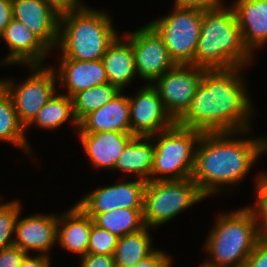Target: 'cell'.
I'll list each match as a JSON object with an SVG mask.
<instances>
[{
    "instance_id": "obj_24",
    "label": "cell",
    "mask_w": 267,
    "mask_h": 267,
    "mask_svg": "<svg viewBox=\"0 0 267 267\" xmlns=\"http://www.w3.org/2000/svg\"><path fill=\"white\" fill-rule=\"evenodd\" d=\"M148 229L145 226L118 239L113 255L116 267H131L155 251L152 249V239Z\"/></svg>"
},
{
    "instance_id": "obj_14",
    "label": "cell",
    "mask_w": 267,
    "mask_h": 267,
    "mask_svg": "<svg viewBox=\"0 0 267 267\" xmlns=\"http://www.w3.org/2000/svg\"><path fill=\"white\" fill-rule=\"evenodd\" d=\"M3 38L10 54L0 61V64H23L29 66H41L50 49L35 35L25 24L12 19L5 31L0 35Z\"/></svg>"
},
{
    "instance_id": "obj_31",
    "label": "cell",
    "mask_w": 267,
    "mask_h": 267,
    "mask_svg": "<svg viewBox=\"0 0 267 267\" xmlns=\"http://www.w3.org/2000/svg\"><path fill=\"white\" fill-rule=\"evenodd\" d=\"M256 179V206L248 208L253 212L259 230L267 234V173H260Z\"/></svg>"
},
{
    "instance_id": "obj_21",
    "label": "cell",
    "mask_w": 267,
    "mask_h": 267,
    "mask_svg": "<svg viewBox=\"0 0 267 267\" xmlns=\"http://www.w3.org/2000/svg\"><path fill=\"white\" fill-rule=\"evenodd\" d=\"M93 218L88 216L77 204L58 216L57 242L66 250L81 257L87 254Z\"/></svg>"
},
{
    "instance_id": "obj_40",
    "label": "cell",
    "mask_w": 267,
    "mask_h": 267,
    "mask_svg": "<svg viewBox=\"0 0 267 267\" xmlns=\"http://www.w3.org/2000/svg\"><path fill=\"white\" fill-rule=\"evenodd\" d=\"M76 6L82 5L79 0H71Z\"/></svg>"
},
{
    "instance_id": "obj_23",
    "label": "cell",
    "mask_w": 267,
    "mask_h": 267,
    "mask_svg": "<svg viewBox=\"0 0 267 267\" xmlns=\"http://www.w3.org/2000/svg\"><path fill=\"white\" fill-rule=\"evenodd\" d=\"M154 143L151 136H135L124 148L114 165V170L132 173L138 179L151 180Z\"/></svg>"
},
{
    "instance_id": "obj_7",
    "label": "cell",
    "mask_w": 267,
    "mask_h": 267,
    "mask_svg": "<svg viewBox=\"0 0 267 267\" xmlns=\"http://www.w3.org/2000/svg\"><path fill=\"white\" fill-rule=\"evenodd\" d=\"M204 198L192 178L148 180L144 192V224L151 229L158 227Z\"/></svg>"
},
{
    "instance_id": "obj_15",
    "label": "cell",
    "mask_w": 267,
    "mask_h": 267,
    "mask_svg": "<svg viewBox=\"0 0 267 267\" xmlns=\"http://www.w3.org/2000/svg\"><path fill=\"white\" fill-rule=\"evenodd\" d=\"M13 18L22 22L50 50L57 46L60 15L41 0H12Z\"/></svg>"
},
{
    "instance_id": "obj_10",
    "label": "cell",
    "mask_w": 267,
    "mask_h": 267,
    "mask_svg": "<svg viewBox=\"0 0 267 267\" xmlns=\"http://www.w3.org/2000/svg\"><path fill=\"white\" fill-rule=\"evenodd\" d=\"M205 70L192 64H176L152 84L157 89L166 111L175 122L190 107Z\"/></svg>"
},
{
    "instance_id": "obj_4",
    "label": "cell",
    "mask_w": 267,
    "mask_h": 267,
    "mask_svg": "<svg viewBox=\"0 0 267 267\" xmlns=\"http://www.w3.org/2000/svg\"><path fill=\"white\" fill-rule=\"evenodd\" d=\"M116 32L107 13L84 4L75 6L60 16L57 46L61 59L102 60Z\"/></svg>"
},
{
    "instance_id": "obj_11",
    "label": "cell",
    "mask_w": 267,
    "mask_h": 267,
    "mask_svg": "<svg viewBox=\"0 0 267 267\" xmlns=\"http://www.w3.org/2000/svg\"><path fill=\"white\" fill-rule=\"evenodd\" d=\"M125 35L130 37L137 74L149 84L176 65L163 38L149 23Z\"/></svg>"
},
{
    "instance_id": "obj_37",
    "label": "cell",
    "mask_w": 267,
    "mask_h": 267,
    "mask_svg": "<svg viewBox=\"0 0 267 267\" xmlns=\"http://www.w3.org/2000/svg\"><path fill=\"white\" fill-rule=\"evenodd\" d=\"M13 19L12 0H0V35Z\"/></svg>"
},
{
    "instance_id": "obj_29",
    "label": "cell",
    "mask_w": 267,
    "mask_h": 267,
    "mask_svg": "<svg viewBox=\"0 0 267 267\" xmlns=\"http://www.w3.org/2000/svg\"><path fill=\"white\" fill-rule=\"evenodd\" d=\"M17 200L0 204V250L14 245L15 223L21 206Z\"/></svg>"
},
{
    "instance_id": "obj_9",
    "label": "cell",
    "mask_w": 267,
    "mask_h": 267,
    "mask_svg": "<svg viewBox=\"0 0 267 267\" xmlns=\"http://www.w3.org/2000/svg\"><path fill=\"white\" fill-rule=\"evenodd\" d=\"M29 66L32 74L22 84L11 80H0L10 93L19 122L26 128L37 116L43 106L56 94L58 83L54 68L49 66Z\"/></svg>"
},
{
    "instance_id": "obj_26",
    "label": "cell",
    "mask_w": 267,
    "mask_h": 267,
    "mask_svg": "<svg viewBox=\"0 0 267 267\" xmlns=\"http://www.w3.org/2000/svg\"><path fill=\"white\" fill-rule=\"evenodd\" d=\"M25 127L19 122L10 93L0 83V140L29 152L30 146L25 136Z\"/></svg>"
},
{
    "instance_id": "obj_34",
    "label": "cell",
    "mask_w": 267,
    "mask_h": 267,
    "mask_svg": "<svg viewBox=\"0 0 267 267\" xmlns=\"http://www.w3.org/2000/svg\"><path fill=\"white\" fill-rule=\"evenodd\" d=\"M172 260L169 254L161 250H156L140 262L131 267H172Z\"/></svg>"
},
{
    "instance_id": "obj_6",
    "label": "cell",
    "mask_w": 267,
    "mask_h": 267,
    "mask_svg": "<svg viewBox=\"0 0 267 267\" xmlns=\"http://www.w3.org/2000/svg\"><path fill=\"white\" fill-rule=\"evenodd\" d=\"M159 134L154 143L151 180L191 178L195 163L196 150L194 148L197 146L202 133L175 123L171 128ZM154 176L157 177L152 178Z\"/></svg>"
},
{
    "instance_id": "obj_35",
    "label": "cell",
    "mask_w": 267,
    "mask_h": 267,
    "mask_svg": "<svg viewBox=\"0 0 267 267\" xmlns=\"http://www.w3.org/2000/svg\"><path fill=\"white\" fill-rule=\"evenodd\" d=\"M80 265V267H116L113 255L89 253L81 257Z\"/></svg>"
},
{
    "instance_id": "obj_38",
    "label": "cell",
    "mask_w": 267,
    "mask_h": 267,
    "mask_svg": "<svg viewBox=\"0 0 267 267\" xmlns=\"http://www.w3.org/2000/svg\"><path fill=\"white\" fill-rule=\"evenodd\" d=\"M50 256L38 254V256H29L27 254L25 258L22 260L19 267H50Z\"/></svg>"
},
{
    "instance_id": "obj_22",
    "label": "cell",
    "mask_w": 267,
    "mask_h": 267,
    "mask_svg": "<svg viewBox=\"0 0 267 267\" xmlns=\"http://www.w3.org/2000/svg\"><path fill=\"white\" fill-rule=\"evenodd\" d=\"M125 37L128 42L124 41L125 38L121 41L122 38L117 36L102 57L108 83L115 85L121 91L137 75L130 37L127 35Z\"/></svg>"
},
{
    "instance_id": "obj_28",
    "label": "cell",
    "mask_w": 267,
    "mask_h": 267,
    "mask_svg": "<svg viewBox=\"0 0 267 267\" xmlns=\"http://www.w3.org/2000/svg\"><path fill=\"white\" fill-rule=\"evenodd\" d=\"M120 92L121 90L115 85L104 83L77 93L72 98L76 119L80 122L86 115L106 105Z\"/></svg>"
},
{
    "instance_id": "obj_2",
    "label": "cell",
    "mask_w": 267,
    "mask_h": 267,
    "mask_svg": "<svg viewBox=\"0 0 267 267\" xmlns=\"http://www.w3.org/2000/svg\"><path fill=\"white\" fill-rule=\"evenodd\" d=\"M247 131L250 130L202 133L195 149L191 178L206 198L220 192L221 185L239 183L248 174L259 155L267 151L265 137L235 138L240 133L246 134Z\"/></svg>"
},
{
    "instance_id": "obj_13",
    "label": "cell",
    "mask_w": 267,
    "mask_h": 267,
    "mask_svg": "<svg viewBox=\"0 0 267 267\" xmlns=\"http://www.w3.org/2000/svg\"><path fill=\"white\" fill-rule=\"evenodd\" d=\"M147 182L141 179L101 187L88 193L77 205L91 218L119 208H143Z\"/></svg>"
},
{
    "instance_id": "obj_8",
    "label": "cell",
    "mask_w": 267,
    "mask_h": 267,
    "mask_svg": "<svg viewBox=\"0 0 267 267\" xmlns=\"http://www.w3.org/2000/svg\"><path fill=\"white\" fill-rule=\"evenodd\" d=\"M173 12L149 24L163 38L171 59L178 65H194L203 11L173 6Z\"/></svg>"
},
{
    "instance_id": "obj_1",
    "label": "cell",
    "mask_w": 267,
    "mask_h": 267,
    "mask_svg": "<svg viewBox=\"0 0 267 267\" xmlns=\"http://www.w3.org/2000/svg\"><path fill=\"white\" fill-rule=\"evenodd\" d=\"M241 69L205 70L190 107L176 123L201 133L250 130L254 111Z\"/></svg>"
},
{
    "instance_id": "obj_36",
    "label": "cell",
    "mask_w": 267,
    "mask_h": 267,
    "mask_svg": "<svg viewBox=\"0 0 267 267\" xmlns=\"http://www.w3.org/2000/svg\"><path fill=\"white\" fill-rule=\"evenodd\" d=\"M220 0H175L174 6L182 8H195L202 11L222 6Z\"/></svg>"
},
{
    "instance_id": "obj_32",
    "label": "cell",
    "mask_w": 267,
    "mask_h": 267,
    "mask_svg": "<svg viewBox=\"0 0 267 267\" xmlns=\"http://www.w3.org/2000/svg\"><path fill=\"white\" fill-rule=\"evenodd\" d=\"M242 267H267V234L259 238Z\"/></svg>"
},
{
    "instance_id": "obj_12",
    "label": "cell",
    "mask_w": 267,
    "mask_h": 267,
    "mask_svg": "<svg viewBox=\"0 0 267 267\" xmlns=\"http://www.w3.org/2000/svg\"><path fill=\"white\" fill-rule=\"evenodd\" d=\"M130 107V133L151 136L171 128L176 122L168 114L157 89L148 84L141 87L134 97H128Z\"/></svg>"
},
{
    "instance_id": "obj_19",
    "label": "cell",
    "mask_w": 267,
    "mask_h": 267,
    "mask_svg": "<svg viewBox=\"0 0 267 267\" xmlns=\"http://www.w3.org/2000/svg\"><path fill=\"white\" fill-rule=\"evenodd\" d=\"M121 91L103 107L86 115L79 122L78 133L119 131L130 133V107Z\"/></svg>"
},
{
    "instance_id": "obj_20",
    "label": "cell",
    "mask_w": 267,
    "mask_h": 267,
    "mask_svg": "<svg viewBox=\"0 0 267 267\" xmlns=\"http://www.w3.org/2000/svg\"><path fill=\"white\" fill-rule=\"evenodd\" d=\"M234 3L232 8L243 43L253 54L255 48L267 42V0H237Z\"/></svg>"
},
{
    "instance_id": "obj_30",
    "label": "cell",
    "mask_w": 267,
    "mask_h": 267,
    "mask_svg": "<svg viewBox=\"0 0 267 267\" xmlns=\"http://www.w3.org/2000/svg\"><path fill=\"white\" fill-rule=\"evenodd\" d=\"M119 237L112 234L110 231L99 228L92 223V228L89 236V254H105L114 255Z\"/></svg>"
},
{
    "instance_id": "obj_25",
    "label": "cell",
    "mask_w": 267,
    "mask_h": 267,
    "mask_svg": "<svg viewBox=\"0 0 267 267\" xmlns=\"http://www.w3.org/2000/svg\"><path fill=\"white\" fill-rule=\"evenodd\" d=\"M99 228L110 231L117 237L137 232L145 227L143 208H119L99 213L93 218Z\"/></svg>"
},
{
    "instance_id": "obj_27",
    "label": "cell",
    "mask_w": 267,
    "mask_h": 267,
    "mask_svg": "<svg viewBox=\"0 0 267 267\" xmlns=\"http://www.w3.org/2000/svg\"><path fill=\"white\" fill-rule=\"evenodd\" d=\"M67 120H71L76 129H79V122L74 114L73 100L64 94L54 95L38 112L34 120L25 128L36 124L44 129H58Z\"/></svg>"
},
{
    "instance_id": "obj_17",
    "label": "cell",
    "mask_w": 267,
    "mask_h": 267,
    "mask_svg": "<svg viewBox=\"0 0 267 267\" xmlns=\"http://www.w3.org/2000/svg\"><path fill=\"white\" fill-rule=\"evenodd\" d=\"M58 66V83L61 87H67L68 93L65 95L68 97L73 98L88 88L108 83L102 60L60 59Z\"/></svg>"
},
{
    "instance_id": "obj_3",
    "label": "cell",
    "mask_w": 267,
    "mask_h": 267,
    "mask_svg": "<svg viewBox=\"0 0 267 267\" xmlns=\"http://www.w3.org/2000/svg\"><path fill=\"white\" fill-rule=\"evenodd\" d=\"M252 59L232 6L203 11L195 66L206 70L244 68Z\"/></svg>"
},
{
    "instance_id": "obj_39",
    "label": "cell",
    "mask_w": 267,
    "mask_h": 267,
    "mask_svg": "<svg viewBox=\"0 0 267 267\" xmlns=\"http://www.w3.org/2000/svg\"><path fill=\"white\" fill-rule=\"evenodd\" d=\"M44 4L55 10L60 16L76 5L71 0H41Z\"/></svg>"
},
{
    "instance_id": "obj_18",
    "label": "cell",
    "mask_w": 267,
    "mask_h": 267,
    "mask_svg": "<svg viewBox=\"0 0 267 267\" xmlns=\"http://www.w3.org/2000/svg\"><path fill=\"white\" fill-rule=\"evenodd\" d=\"M85 153L97 168L114 170V165L125 146L135 137L132 133L106 131L78 133Z\"/></svg>"
},
{
    "instance_id": "obj_16",
    "label": "cell",
    "mask_w": 267,
    "mask_h": 267,
    "mask_svg": "<svg viewBox=\"0 0 267 267\" xmlns=\"http://www.w3.org/2000/svg\"><path fill=\"white\" fill-rule=\"evenodd\" d=\"M15 223L14 245L28 254L29 250L48 255L57 242V215H30L20 218ZM20 219V220H19Z\"/></svg>"
},
{
    "instance_id": "obj_5",
    "label": "cell",
    "mask_w": 267,
    "mask_h": 267,
    "mask_svg": "<svg viewBox=\"0 0 267 267\" xmlns=\"http://www.w3.org/2000/svg\"><path fill=\"white\" fill-rule=\"evenodd\" d=\"M263 235L253 212L247 207L233 213L219 214L205 242L211 259L205 267H242Z\"/></svg>"
},
{
    "instance_id": "obj_33",
    "label": "cell",
    "mask_w": 267,
    "mask_h": 267,
    "mask_svg": "<svg viewBox=\"0 0 267 267\" xmlns=\"http://www.w3.org/2000/svg\"><path fill=\"white\" fill-rule=\"evenodd\" d=\"M27 253L12 245L0 250V267H19Z\"/></svg>"
}]
</instances>
